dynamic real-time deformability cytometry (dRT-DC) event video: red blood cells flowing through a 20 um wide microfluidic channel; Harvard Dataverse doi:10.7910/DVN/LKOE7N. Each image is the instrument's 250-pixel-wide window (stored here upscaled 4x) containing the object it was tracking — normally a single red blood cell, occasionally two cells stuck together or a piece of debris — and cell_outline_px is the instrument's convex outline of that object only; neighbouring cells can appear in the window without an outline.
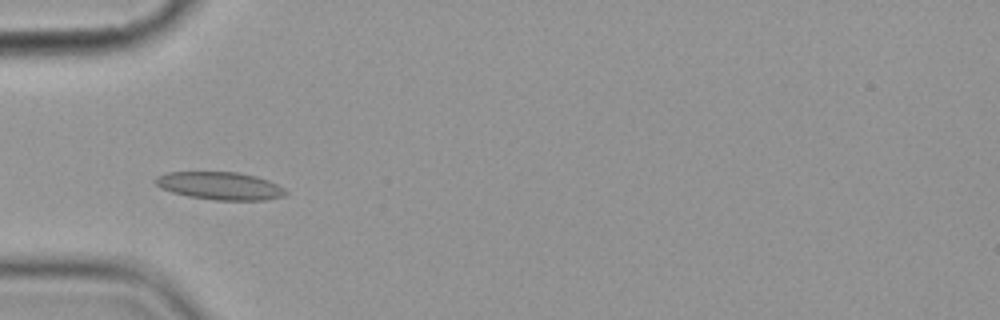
{"species": "common noctule bat (a hibernating species)", "species_latin": "Nyctalus noctula", "temperature_condition": "cold", "stored_images_in_passage": 7, "camera_frame_rate_fps": 3000, "um_per_image_px": 0.085, "animal": {"sex": "female", "body_mass_g": 19.9}, "frame": {"image": 1, "passage_image": 4, "time_ms": 3.667, "image_size_px": [1000, 320], "cell_outline_px": [[288, 192], [284, 196], [264, 200], [216, 200], [188, 196], [172, 192], [160, 188], [152, 180], [156, 176], [168, 172], [236, 172], [256, 176], [268, 180], [284, 188]], "centroid_in_image_um": [18.68, 15.79], "position_along_channel_um": 66.3, "area_um2": 21.1}}
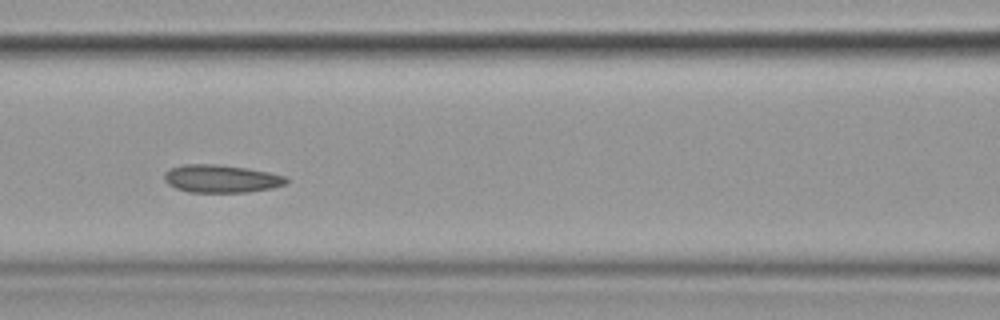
{"frame": {"image": 2, "passage_image": 6, "time_ms": 6.0, "image_size_px": [1000, 320], "cell_outline_px": [[288, 180], [284, 184], [272, 188], [244, 192], [188, 192], [176, 188], [168, 184], [164, 180], [164, 172], [172, 168], [184, 164], [216, 164], [244, 168], [268, 172], [288, 176]], "centroid_in_image_um": [18.78, 15.19], "position_along_channel_um": 147.8, "area_um2": 19.65}}
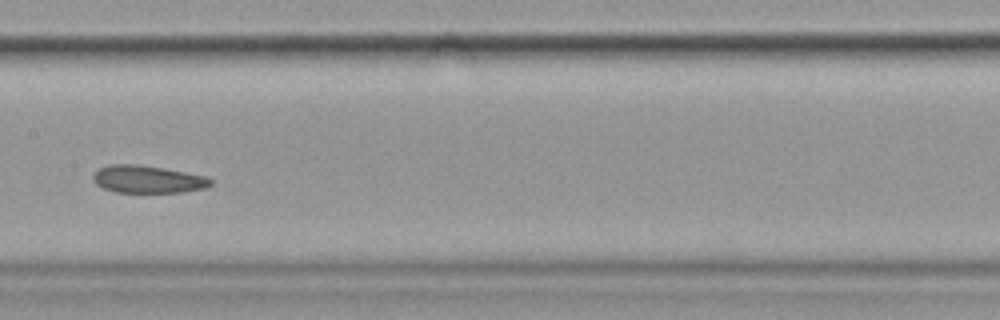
{"frame": {"image": 3, "passage_image": 7, "time_ms": 7.333, "image_size_px": [1000, 320], "cell_outline_px": [[212, 184], [204, 188], [180, 192], [116, 192], [104, 188], [96, 184], [92, 180], [92, 176], [100, 168], [108, 164], [136, 164], [164, 168], [208, 176], [212, 180]], "centroid_in_image_um": [12.56, 15.23], "position_along_channel_um": 194.8, "area_um2": 18.84}}